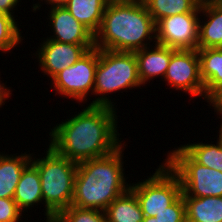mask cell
I'll return each mask as SVG.
<instances>
[{
    "instance_id": "obj_1",
    "label": "cell",
    "mask_w": 222,
    "mask_h": 222,
    "mask_svg": "<svg viewBox=\"0 0 222 222\" xmlns=\"http://www.w3.org/2000/svg\"><path fill=\"white\" fill-rule=\"evenodd\" d=\"M115 111L116 108L109 106H86L50 129L49 146L77 163L113 153L122 145Z\"/></svg>"
},
{
    "instance_id": "obj_2",
    "label": "cell",
    "mask_w": 222,
    "mask_h": 222,
    "mask_svg": "<svg viewBox=\"0 0 222 222\" xmlns=\"http://www.w3.org/2000/svg\"><path fill=\"white\" fill-rule=\"evenodd\" d=\"M121 145L113 153L77 164L74 196L71 205L78 208H106L130 187L124 175L123 150Z\"/></svg>"
},
{
    "instance_id": "obj_3",
    "label": "cell",
    "mask_w": 222,
    "mask_h": 222,
    "mask_svg": "<svg viewBox=\"0 0 222 222\" xmlns=\"http://www.w3.org/2000/svg\"><path fill=\"white\" fill-rule=\"evenodd\" d=\"M150 40L156 41V25L145 4L108 2L95 48L135 52L151 46Z\"/></svg>"
},
{
    "instance_id": "obj_4",
    "label": "cell",
    "mask_w": 222,
    "mask_h": 222,
    "mask_svg": "<svg viewBox=\"0 0 222 222\" xmlns=\"http://www.w3.org/2000/svg\"><path fill=\"white\" fill-rule=\"evenodd\" d=\"M43 158L31 157L40 175L45 221L50 222L65 208L71 206L74 196L77 162L68 160L50 146ZM34 158V159H32Z\"/></svg>"
},
{
    "instance_id": "obj_5",
    "label": "cell",
    "mask_w": 222,
    "mask_h": 222,
    "mask_svg": "<svg viewBox=\"0 0 222 222\" xmlns=\"http://www.w3.org/2000/svg\"><path fill=\"white\" fill-rule=\"evenodd\" d=\"M141 86L134 52L98 49L93 95L100 96L89 105L115 108L108 94Z\"/></svg>"
},
{
    "instance_id": "obj_6",
    "label": "cell",
    "mask_w": 222,
    "mask_h": 222,
    "mask_svg": "<svg viewBox=\"0 0 222 222\" xmlns=\"http://www.w3.org/2000/svg\"><path fill=\"white\" fill-rule=\"evenodd\" d=\"M174 149L163 162L179 177L183 197L222 196V172L197 163L181 146Z\"/></svg>"
},
{
    "instance_id": "obj_7",
    "label": "cell",
    "mask_w": 222,
    "mask_h": 222,
    "mask_svg": "<svg viewBox=\"0 0 222 222\" xmlns=\"http://www.w3.org/2000/svg\"><path fill=\"white\" fill-rule=\"evenodd\" d=\"M147 178L130 183L129 189L135 194L144 216L154 217L181 195L182 187L179 177L165 162Z\"/></svg>"
},
{
    "instance_id": "obj_8",
    "label": "cell",
    "mask_w": 222,
    "mask_h": 222,
    "mask_svg": "<svg viewBox=\"0 0 222 222\" xmlns=\"http://www.w3.org/2000/svg\"><path fill=\"white\" fill-rule=\"evenodd\" d=\"M97 64L98 48L94 47L82 55L74 65L68 66L51 79L55 93L77 100L78 103L84 102L87 96L93 95Z\"/></svg>"
},
{
    "instance_id": "obj_9",
    "label": "cell",
    "mask_w": 222,
    "mask_h": 222,
    "mask_svg": "<svg viewBox=\"0 0 222 222\" xmlns=\"http://www.w3.org/2000/svg\"><path fill=\"white\" fill-rule=\"evenodd\" d=\"M198 14L183 13L158 20L154 42L174 49L197 50L201 18Z\"/></svg>"
},
{
    "instance_id": "obj_10",
    "label": "cell",
    "mask_w": 222,
    "mask_h": 222,
    "mask_svg": "<svg viewBox=\"0 0 222 222\" xmlns=\"http://www.w3.org/2000/svg\"><path fill=\"white\" fill-rule=\"evenodd\" d=\"M163 81L170 88L181 90L194 97L205 99L204 83L200 76V59L197 50L177 49L172 55Z\"/></svg>"
},
{
    "instance_id": "obj_11",
    "label": "cell",
    "mask_w": 222,
    "mask_h": 222,
    "mask_svg": "<svg viewBox=\"0 0 222 222\" xmlns=\"http://www.w3.org/2000/svg\"><path fill=\"white\" fill-rule=\"evenodd\" d=\"M94 47L95 45H76L44 39L36 51L35 58H38L40 70L44 75L52 79L68 66L74 65L82 55Z\"/></svg>"
},
{
    "instance_id": "obj_12",
    "label": "cell",
    "mask_w": 222,
    "mask_h": 222,
    "mask_svg": "<svg viewBox=\"0 0 222 222\" xmlns=\"http://www.w3.org/2000/svg\"><path fill=\"white\" fill-rule=\"evenodd\" d=\"M49 25L53 34L46 39L56 42L76 44V45H95L94 34L82 23L78 22L71 13L64 7L49 8Z\"/></svg>"
},
{
    "instance_id": "obj_13",
    "label": "cell",
    "mask_w": 222,
    "mask_h": 222,
    "mask_svg": "<svg viewBox=\"0 0 222 222\" xmlns=\"http://www.w3.org/2000/svg\"><path fill=\"white\" fill-rule=\"evenodd\" d=\"M154 45L151 46L153 48L149 46L134 52L137 59L138 76L142 85L159 76L164 78L171 55L177 50L159 45L156 42Z\"/></svg>"
},
{
    "instance_id": "obj_14",
    "label": "cell",
    "mask_w": 222,
    "mask_h": 222,
    "mask_svg": "<svg viewBox=\"0 0 222 222\" xmlns=\"http://www.w3.org/2000/svg\"><path fill=\"white\" fill-rule=\"evenodd\" d=\"M200 14L198 48H222V4L202 1Z\"/></svg>"
},
{
    "instance_id": "obj_15",
    "label": "cell",
    "mask_w": 222,
    "mask_h": 222,
    "mask_svg": "<svg viewBox=\"0 0 222 222\" xmlns=\"http://www.w3.org/2000/svg\"><path fill=\"white\" fill-rule=\"evenodd\" d=\"M200 76L208 101L222 87V48H198Z\"/></svg>"
},
{
    "instance_id": "obj_16",
    "label": "cell",
    "mask_w": 222,
    "mask_h": 222,
    "mask_svg": "<svg viewBox=\"0 0 222 222\" xmlns=\"http://www.w3.org/2000/svg\"><path fill=\"white\" fill-rule=\"evenodd\" d=\"M32 154H3L0 152V198L13 199L24 168L31 162Z\"/></svg>"
},
{
    "instance_id": "obj_17",
    "label": "cell",
    "mask_w": 222,
    "mask_h": 222,
    "mask_svg": "<svg viewBox=\"0 0 222 222\" xmlns=\"http://www.w3.org/2000/svg\"><path fill=\"white\" fill-rule=\"evenodd\" d=\"M13 199L23 213L36 204H43L40 175L32 162L24 168Z\"/></svg>"
},
{
    "instance_id": "obj_18",
    "label": "cell",
    "mask_w": 222,
    "mask_h": 222,
    "mask_svg": "<svg viewBox=\"0 0 222 222\" xmlns=\"http://www.w3.org/2000/svg\"><path fill=\"white\" fill-rule=\"evenodd\" d=\"M186 222H222V196L183 197Z\"/></svg>"
},
{
    "instance_id": "obj_19",
    "label": "cell",
    "mask_w": 222,
    "mask_h": 222,
    "mask_svg": "<svg viewBox=\"0 0 222 222\" xmlns=\"http://www.w3.org/2000/svg\"><path fill=\"white\" fill-rule=\"evenodd\" d=\"M108 0H69L64 6L94 35L99 30Z\"/></svg>"
},
{
    "instance_id": "obj_20",
    "label": "cell",
    "mask_w": 222,
    "mask_h": 222,
    "mask_svg": "<svg viewBox=\"0 0 222 222\" xmlns=\"http://www.w3.org/2000/svg\"><path fill=\"white\" fill-rule=\"evenodd\" d=\"M107 222H143L144 214L135 194L128 189L105 210Z\"/></svg>"
},
{
    "instance_id": "obj_21",
    "label": "cell",
    "mask_w": 222,
    "mask_h": 222,
    "mask_svg": "<svg viewBox=\"0 0 222 222\" xmlns=\"http://www.w3.org/2000/svg\"><path fill=\"white\" fill-rule=\"evenodd\" d=\"M202 0H146L145 5L156 23L158 20L183 13H200Z\"/></svg>"
},
{
    "instance_id": "obj_22",
    "label": "cell",
    "mask_w": 222,
    "mask_h": 222,
    "mask_svg": "<svg viewBox=\"0 0 222 222\" xmlns=\"http://www.w3.org/2000/svg\"><path fill=\"white\" fill-rule=\"evenodd\" d=\"M189 143L181 147L199 164L222 172V139L218 137L217 144Z\"/></svg>"
},
{
    "instance_id": "obj_23",
    "label": "cell",
    "mask_w": 222,
    "mask_h": 222,
    "mask_svg": "<svg viewBox=\"0 0 222 222\" xmlns=\"http://www.w3.org/2000/svg\"><path fill=\"white\" fill-rule=\"evenodd\" d=\"M15 17L0 12V51L9 52L21 43L23 37Z\"/></svg>"
},
{
    "instance_id": "obj_24",
    "label": "cell",
    "mask_w": 222,
    "mask_h": 222,
    "mask_svg": "<svg viewBox=\"0 0 222 222\" xmlns=\"http://www.w3.org/2000/svg\"><path fill=\"white\" fill-rule=\"evenodd\" d=\"M57 222H107L105 211L69 206L56 217Z\"/></svg>"
},
{
    "instance_id": "obj_25",
    "label": "cell",
    "mask_w": 222,
    "mask_h": 222,
    "mask_svg": "<svg viewBox=\"0 0 222 222\" xmlns=\"http://www.w3.org/2000/svg\"><path fill=\"white\" fill-rule=\"evenodd\" d=\"M155 218L159 222H186V205L182 194Z\"/></svg>"
},
{
    "instance_id": "obj_26",
    "label": "cell",
    "mask_w": 222,
    "mask_h": 222,
    "mask_svg": "<svg viewBox=\"0 0 222 222\" xmlns=\"http://www.w3.org/2000/svg\"><path fill=\"white\" fill-rule=\"evenodd\" d=\"M22 214L14 199L0 198V222H19Z\"/></svg>"
},
{
    "instance_id": "obj_27",
    "label": "cell",
    "mask_w": 222,
    "mask_h": 222,
    "mask_svg": "<svg viewBox=\"0 0 222 222\" xmlns=\"http://www.w3.org/2000/svg\"><path fill=\"white\" fill-rule=\"evenodd\" d=\"M210 106L214 107L217 115H222V87L207 101Z\"/></svg>"
},
{
    "instance_id": "obj_28",
    "label": "cell",
    "mask_w": 222,
    "mask_h": 222,
    "mask_svg": "<svg viewBox=\"0 0 222 222\" xmlns=\"http://www.w3.org/2000/svg\"><path fill=\"white\" fill-rule=\"evenodd\" d=\"M19 1L21 0H0V12L14 16V8H17Z\"/></svg>"
},
{
    "instance_id": "obj_29",
    "label": "cell",
    "mask_w": 222,
    "mask_h": 222,
    "mask_svg": "<svg viewBox=\"0 0 222 222\" xmlns=\"http://www.w3.org/2000/svg\"><path fill=\"white\" fill-rule=\"evenodd\" d=\"M44 1L48 5H51V7H64L69 0H44Z\"/></svg>"
},
{
    "instance_id": "obj_30",
    "label": "cell",
    "mask_w": 222,
    "mask_h": 222,
    "mask_svg": "<svg viewBox=\"0 0 222 222\" xmlns=\"http://www.w3.org/2000/svg\"><path fill=\"white\" fill-rule=\"evenodd\" d=\"M6 83H2L0 81V96H10L12 95L11 90L9 89V87L5 86Z\"/></svg>"
},
{
    "instance_id": "obj_31",
    "label": "cell",
    "mask_w": 222,
    "mask_h": 222,
    "mask_svg": "<svg viewBox=\"0 0 222 222\" xmlns=\"http://www.w3.org/2000/svg\"><path fill=\"white\" fill-rule=\"evenodd\" d=\"M109 2L145 4L146 0H108Z\"/></svg>"
},
{
    "instance_id": "obj_32",
    "label": "cell",
    "mask_w": 222,
    "mask_h": 222,
    "mask_svg": "<svg viewBox=\"0 0 222 222\" xmlns=\"http://www.w3.org/2000/svg\"><path fill=\"white\" fill-rule=\"evenodd\" d=\"M143 222H159V221L157 220V218H155V216L154 217H146V216H144Z\"/></svg>"
},
{
    "instance_id": "obj_33",
    "label": "cell",
    "mask_w": 222,
    "mask_h": 222,
    "mask_svg": "<svg viewBox=\"0 0 222 222\" xmlns=\"http://www.w3.org/2000/svg\"><path fill=\"white\" fill-rule=\"evenodd\" d=\"M11 96H0V107L2 105H4L5 100H7L8 98H10Z\"/></svg>"
},
{
    "instance_id": "obj_34",
    "label": "cell",
    "mask_w": 222,
    "mask_h": 222,
    "mask_svg": "<svg viewBox=\"0 0 222 222\" xmlns=\"http://www.w3.org/2000/svg\"><path fill=\"white\" fill-rule=\"evenodd\" d=\"M203 2L222 4V0H202Z\"/></svg>"
},
{
    "instance_id": "obj_35",
    "label": "cell",
    "mask_w": 222,
    "mask_h": 222,
    "mask_svg": "<svg viewBox=\"0 0 222 222\" xmlns=\"http://www.w3.org/2000/svg\"><path fill=\"white\" fill-rule=\"evenodd\" d=\"M219 116H221V119H222V115H219ZM220 124H221V126H220V128L218 130L219 131V135L218 136H220V138L222 139V122Z\"/></svg>"
}]
</instances>
